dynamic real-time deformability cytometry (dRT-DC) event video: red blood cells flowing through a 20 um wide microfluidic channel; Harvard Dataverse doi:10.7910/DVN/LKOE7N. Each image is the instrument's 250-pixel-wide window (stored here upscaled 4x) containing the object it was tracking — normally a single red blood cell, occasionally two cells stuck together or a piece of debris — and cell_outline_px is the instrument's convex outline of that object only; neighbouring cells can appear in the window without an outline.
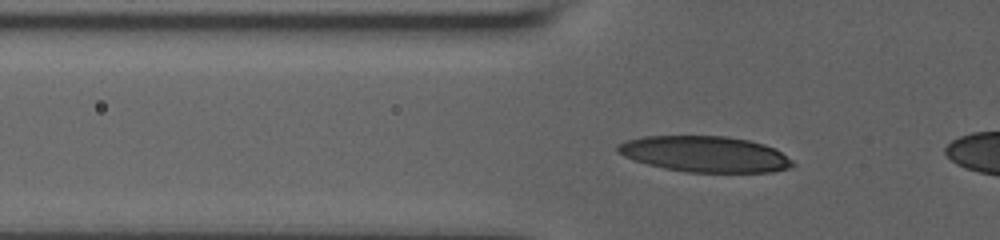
{"species": "human", "species_latin": "Homo sapiens", "temperature_condition": "room temperature", "stored_images_in_passage": 19, "camera_frame_rate_fps": 3000, "um_per_image_px": 0.085, "donor": {"sex": "male"}, "frame": {"image": 1, "passage_image": 16, "time_ms": 5.0, "image_size_px": [1000, 240], "cell_outline_px": [[796, 164], [788, 168], [772, 172], [684, 172], [664, 168], [648, 164], [624, 156], [616, 152], [616, 144], [624, 140], [644, 136], [728, 136], [748, 140], [764, 144], [780, 152], [792, 160]], "centroid_in_image_um": [59.88, 13.09], "position_along_channel_um": 65.9, "area_um2": 36.65}}